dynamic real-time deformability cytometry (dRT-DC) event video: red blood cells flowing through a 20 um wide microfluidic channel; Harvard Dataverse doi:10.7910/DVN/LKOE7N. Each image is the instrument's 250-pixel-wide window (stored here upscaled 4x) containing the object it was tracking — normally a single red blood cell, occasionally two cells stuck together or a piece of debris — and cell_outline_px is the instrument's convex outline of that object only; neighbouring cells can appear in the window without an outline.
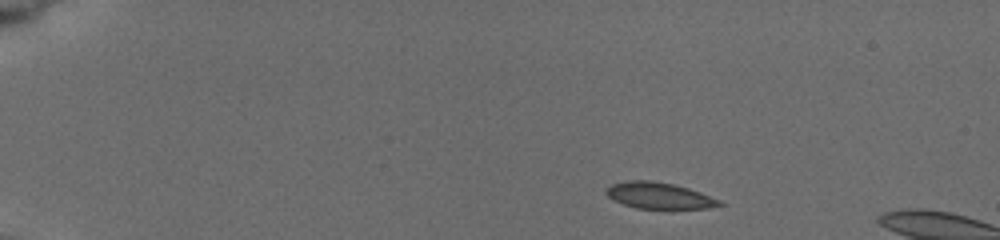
{"species": "common noctule bat (a hibernating species)", "species_latin": "Nyctalus noctula", "temperature_condition": "cold", "stored_images_in_passage": 3, "camera_frame_rate_fps": 3000, "um_per_image_px": 0.085, "animal": {"sex": "female", "body_mass_g": 19.5, "forearm_length_mm": 54.1}, "frame": {"image": 1, "passage_image": 1, "time_ms": 0.0, "image_size_px": [1000, 240], "cell_outline_px": [[724, 204], [708, 208], [636, 208], [612, 200], [604, 192], [612, 184], [628, 180], [648, 180], [672, 184], [688, 188], [700, 192], [720, 200]], "centroid_in_image_um": [56.0, 16.62], "position_along_channel_um": 29.0, "area_um2": 17.11}}